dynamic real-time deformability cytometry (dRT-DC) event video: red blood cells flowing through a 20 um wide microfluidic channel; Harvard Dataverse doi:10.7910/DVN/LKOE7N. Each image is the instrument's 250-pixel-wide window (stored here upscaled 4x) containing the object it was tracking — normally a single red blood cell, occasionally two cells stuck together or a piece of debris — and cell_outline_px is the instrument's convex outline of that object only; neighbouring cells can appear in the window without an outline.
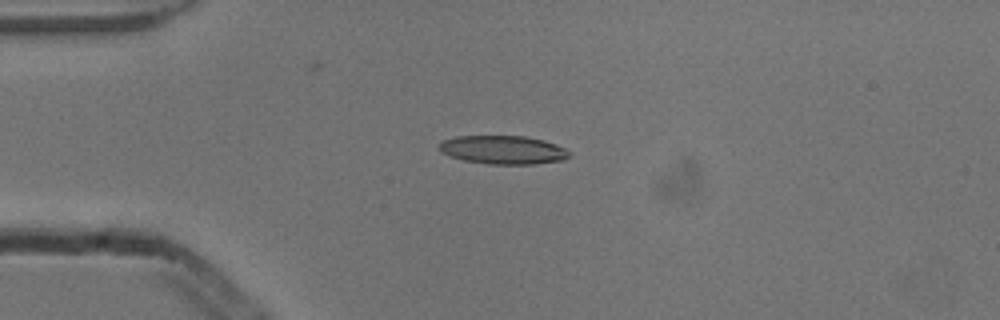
{"species": "common noctule bat (a hibernating species)", "species_latin": "Nyctalus noctula", "temperature_condition": "cold", "stored_images_in_passage": 3, "camera_frame_rate_fps": 3000, "um_per_image_px": 0.085, "animal": {"sex": "male", "body_mass_g": 13.3}, "frame": {"image": 1, "passage_image": 1, "time_ms": 0.0, "image_size_px": [1000, 320], "cell_outline_px": [[572, 156], [564, 160], [532, 164], [488, 164], [464, 160], [440, 152], [440, 144], [444, 140], [456, 136], [524, 136], [544, 140], [556, 144], [572, 152]], "centroid_in_image_um": [42.83, 12.74], "position_along_channel_um": 42.2, "area_um2": 21.62}}
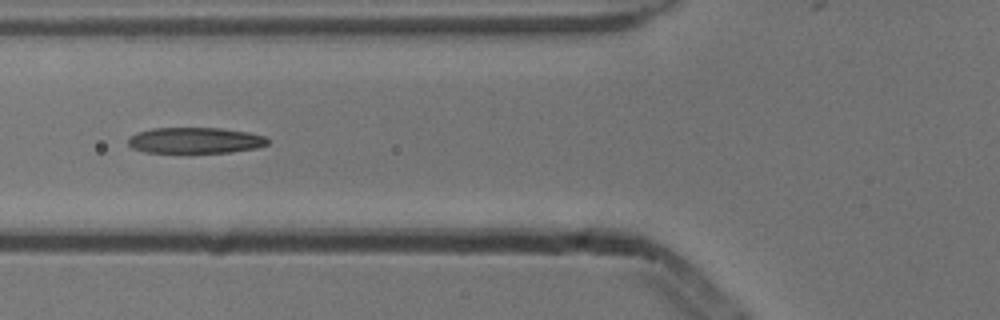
{"frame": {"image": 2, "passage_image": 3, "time_ms": 0.667, "image_size_px": [1000, 320], "cell_outline_px": [[268, 144], [256, 148], [232, 152], [188, 156], [144, 152], [132, 148], [128, 144], [128, 140], [136, 132], [152, 128], [220, 128], [248, 132], [264, 136], [268, 140]], "centroid_in_image_um": [16.55, 11.99], "position_along_channel_um": 109.3, "area_um2": 22.25}}